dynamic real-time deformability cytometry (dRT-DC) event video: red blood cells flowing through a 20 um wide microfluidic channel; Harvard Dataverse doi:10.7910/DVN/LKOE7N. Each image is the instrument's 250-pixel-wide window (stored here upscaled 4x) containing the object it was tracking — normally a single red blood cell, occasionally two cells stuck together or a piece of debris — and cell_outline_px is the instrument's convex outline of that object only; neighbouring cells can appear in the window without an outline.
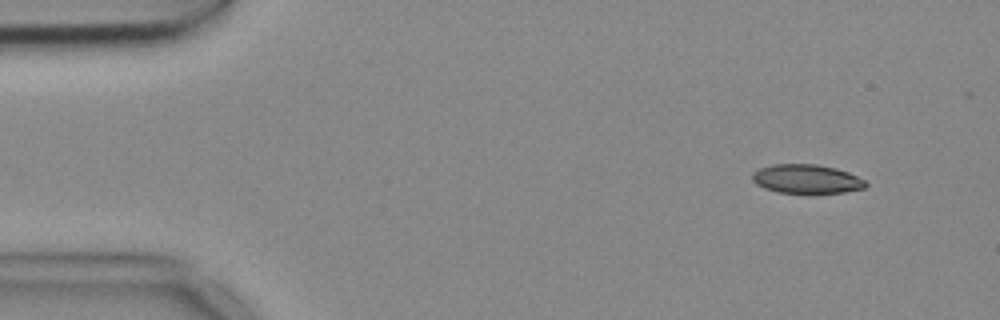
{"species": "common noctule bat (a hibernating species)", "species_latin": "Nyctalus noctula", "temperature_condition": "cold", "stored_images_in_passage": 4, "camera_frame_rate_fps": 3000, "um_per_image_px": 0.085, "animal": {"sex": "female", "body_mass_g": 18.4}, "frame": {"image": 1, "passage_image": 1, "time_ms": 0.0, "image_size_px": [1000, 320], "cell_outline_px": [[868, 184], [864, 188], [844, 192], [776, 192], [764, 188], [756, 184], [752, 180], [752, 172], [760, 168], [772, 164], [816, 164], [836, 168], [848, 172], [864, 180]], "centroid_in_image_um": [68.53, 15.2], "position_along_channel_um": 16.5, "area_um2": 18.96}}
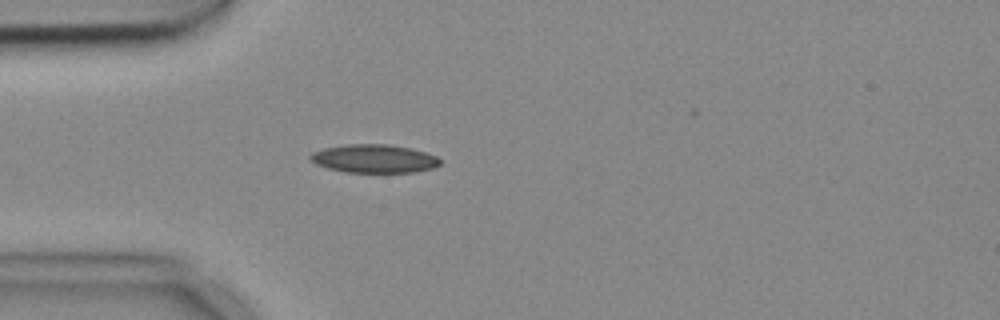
{"frame": {"image": 2, "passage_image": 4, "time_ms": 1.0, "image_size_px": [1000, 320], "cell_outline_px": [[440, 164], [432, 168], [416, 172], [344, 172], [328, 168], [316, 164], [308, 156], [312, 152], [324, 148], [348, 144], [388, 144], [412, 148], [436, 156], [440, 160]], "centroid_in_image_um": [31.79, 13.48], "position_along_channel_um": 53.2, "area_um2": 21.39}}